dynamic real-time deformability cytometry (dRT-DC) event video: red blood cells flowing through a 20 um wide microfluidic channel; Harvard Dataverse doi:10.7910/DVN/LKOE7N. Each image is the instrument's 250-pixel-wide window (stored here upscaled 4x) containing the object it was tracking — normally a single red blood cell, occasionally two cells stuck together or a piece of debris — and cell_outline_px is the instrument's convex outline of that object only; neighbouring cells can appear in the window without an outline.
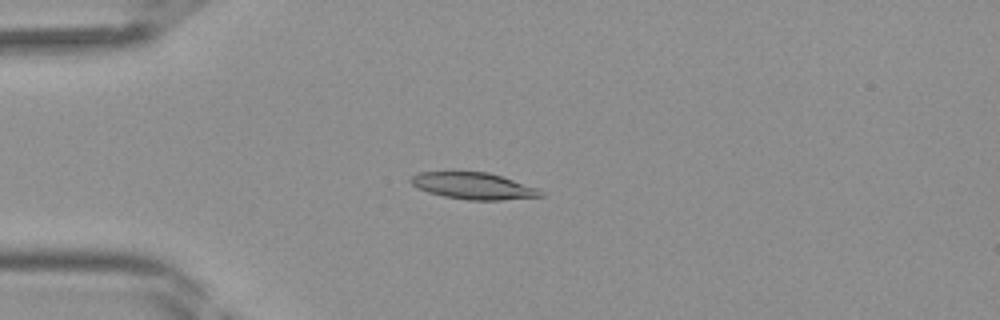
{"species": "Egyptian fruit bat (a non-hibernating species)", "species_latin": "Rousettus aegyptiacus", "temperature_condition": "room temperature", "stored_images_in_passage": 42, "camera_frame_rate_fps": 3000, "um_per_image_px": 0.085, "frame": {"image": 1, "passage_image": 11, "time_ms": 3.333, "image_size_px": [1000, 320], "cell_outline_px": [[544, 196], [504, 200], [468, 200], [444, 196], [428, 192], [412, 184], [408, 180], [412, 176], [420, 172], [488, 172], [536, 188], [544, 192]], "centroid_in_image_um": [40.24, 15.81], "position_along_channel_um": 44.8, "area_um2": 19.88}}
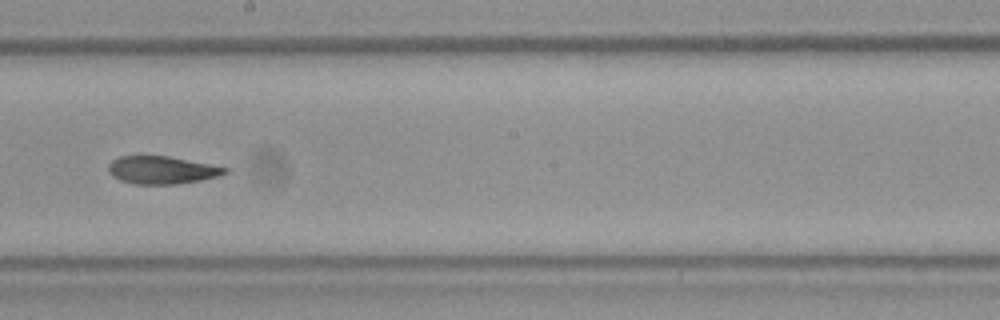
{"frame": {"image": 2, "passage_image": 24, "time_ms": 7.667, "image_size_px": [1000, 320], "cell_outline_px": [[228, 172], [220, 176], [200, 180], [176, 184], [132, 184], [120, 180], [112, 176], [108, 172], [108, 164], [112, 160], [120, 156], [168, 156], [228, 168]], "centroid_in_image_um": [13.72, 14.46], "position_along_channel_um": 234.5, "area_um2": 18.79}}
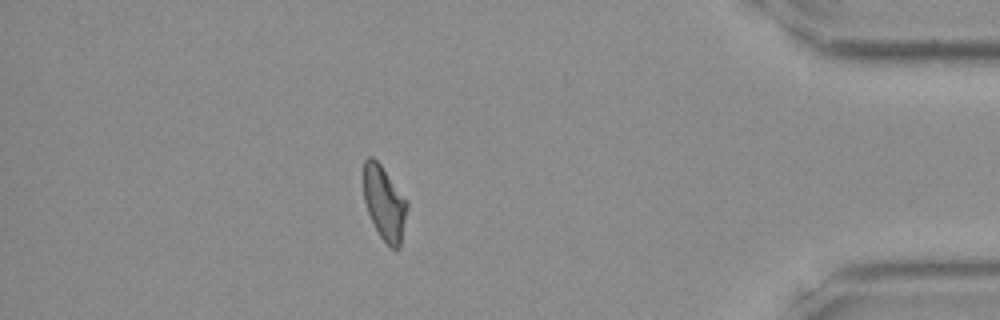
{"frame": {"image": 3, "passage_image": 37, "time_ms": 12.0, "image_size_px": [1000, 320], "cell_outline_px": [[408, 208], [400, 248], [392, 248], [380, 236], [368, 212], [364, 200], [364, 160], [368, 156], [372, 156], [380, 164], [408, 200]], "centroid_in_image_um": [32.69, 17.25], "position_along_channel_um": 402.5, "area_um2": 18.73}}